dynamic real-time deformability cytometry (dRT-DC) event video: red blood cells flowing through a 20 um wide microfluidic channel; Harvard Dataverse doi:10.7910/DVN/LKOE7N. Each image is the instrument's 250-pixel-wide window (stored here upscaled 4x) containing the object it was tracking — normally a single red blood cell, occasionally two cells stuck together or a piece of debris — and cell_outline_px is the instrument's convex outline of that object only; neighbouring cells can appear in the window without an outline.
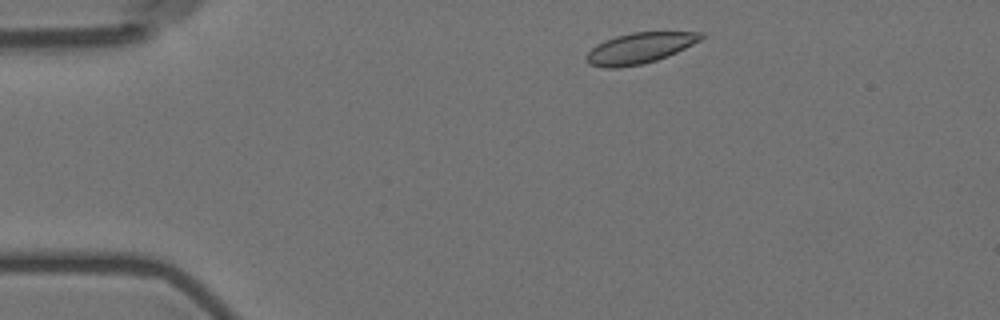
{"species": "Egyptian fruit bat (a non-hibernating species)", "species_latin": "Rousettus aegyptiacus", "temperature_condition": "room temperature", "stored_images_in_passage": 2, "camera_frame_rate_fps": 3000, "um_per_image_px": 0.085, "animal": {"sex": "female"}, "frame": {"image": 1, "passage_image": 1, "time_ms": 0.0, "image_size_px": [1000, 320], "cell_outline_px": [[704, 36], [700, 40], [668, 56], [644, 64], [616, 68], [604, 68], [588, 64], [584, 60], [584, 56], [596, 44], [604, 40], [616, 36], [632, 32], [704, 32]], "centroid_in_image_um": [54.31, 4.1], "position_along_channel_um": 30.7, "area_um2": 20.63}}